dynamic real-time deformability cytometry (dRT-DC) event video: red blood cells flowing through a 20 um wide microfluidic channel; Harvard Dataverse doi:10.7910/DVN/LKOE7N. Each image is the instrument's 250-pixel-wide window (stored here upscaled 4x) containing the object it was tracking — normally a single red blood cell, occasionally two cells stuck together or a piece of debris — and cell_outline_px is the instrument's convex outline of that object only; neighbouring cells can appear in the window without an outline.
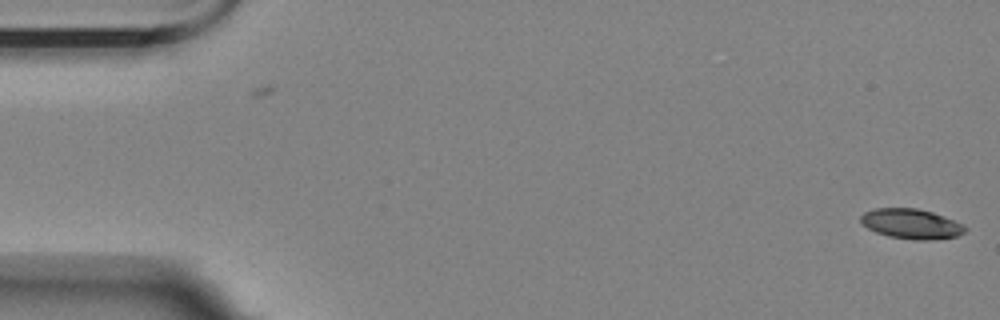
{"species": "Egyptian fruit bat (a non-hibernating species)", "species_latin": "Rousettus aegyptiacus", "temperature_condition": "room temperature", "stored_images_in_passage": 2, "camera_frame_rate_fps": 3000, "um_per_image_px": 0.085, "animal": {"sex": "female"}, "frame": {"image": 1, "passage_image": 2, "time_ms": 1.0, "image_size_px": [1000, 320], "cell_outline_px": [[968, 228], [964, 232], [956, 236], [928, 240], [916, 240], [888, 236], [876, 232], [868, 228], [860, 220], [860, 216], [864, 212], [872, 208], [916, 208], [932, 212], [944, 216], [964, 224]], "centroid_in_image_um": [77.46, 19.02], "position_along_channel_um": 7.5, "area_um2": 18.21}}